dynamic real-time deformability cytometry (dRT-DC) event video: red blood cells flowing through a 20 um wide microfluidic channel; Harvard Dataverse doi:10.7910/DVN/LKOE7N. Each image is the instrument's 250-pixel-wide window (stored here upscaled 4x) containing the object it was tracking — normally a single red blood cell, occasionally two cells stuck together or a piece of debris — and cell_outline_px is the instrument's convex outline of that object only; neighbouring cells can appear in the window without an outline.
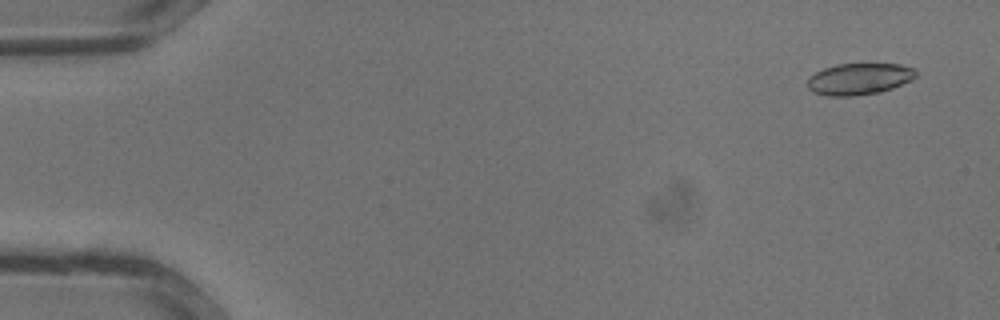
{"species": "common noctule bat (a hibernating species)", "species_latin": "Nyctalus noctula", "temperature_condition": "warm", "stored_images_in_passage": 34, "camera_frame_rate_fps": 3000, "um_per_image_px": 0.085, "animal": {"sex": "male", "body_mass_g": 13.3}, "frame": {"image": 1, "passage_image": 2, "time_ms": 0.333, "image_size_px": [1000, 320], "cell_outline_px": [[916, 76], [912, 80], [892, 88], [880, 92], [852, 96], [828, 96], [812, 92], [808, 88], [808, 76], [824, 68], [836, 64], [900, 64], [916, 68]], "centroid_in_image_um": [73.03, 6.71], "position_along_channel_um": 12.0, "area_um2": 20.06}}
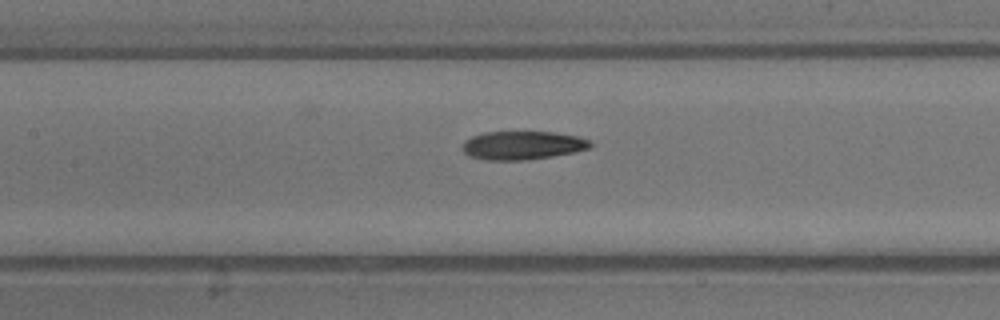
{"frame": {"image": 2, "passage_image": 16, "time_ms": 5.0, "image_size_px": [1000, 320], "cell_outline_px": [[592, 148], [576, 152], [528, 160], [484, 160], [468, 156], [460, 148], [464, 140], [472, 136], [484, 132], [556, 132], [576, 136], [592, 140]], "centroid_in_image_um": [44.41, 12.36], "position_along_channel_um": 163.0, "area_um2": 21.62}}
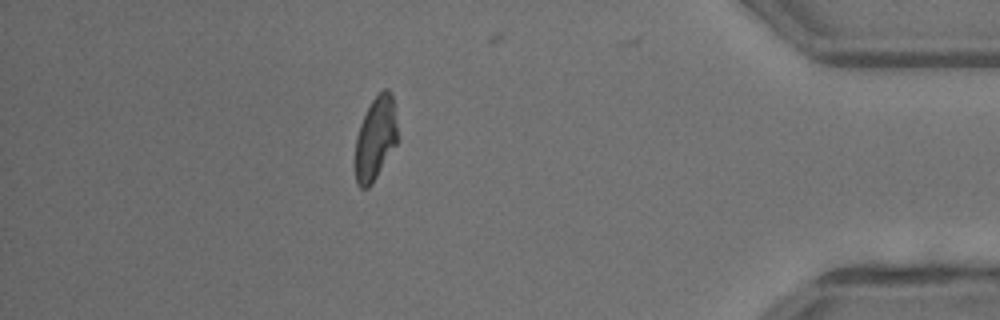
{"frame": {"image": 3, "passage_image": 30, "time_ms": 9.667, "image_size_px": [1000, 320], "cell_outline_px": [[400, 140], [372, 184], [368, 188], [360, 188], [356, 184], [356, 136], [360, 124], [372, 100], [384, 88], [388, 88], [392, 92]], "centroid_in_image_um": [31.97, 11.76], "position_along_channel_um": 403.2, "area_um2": 20.92}}